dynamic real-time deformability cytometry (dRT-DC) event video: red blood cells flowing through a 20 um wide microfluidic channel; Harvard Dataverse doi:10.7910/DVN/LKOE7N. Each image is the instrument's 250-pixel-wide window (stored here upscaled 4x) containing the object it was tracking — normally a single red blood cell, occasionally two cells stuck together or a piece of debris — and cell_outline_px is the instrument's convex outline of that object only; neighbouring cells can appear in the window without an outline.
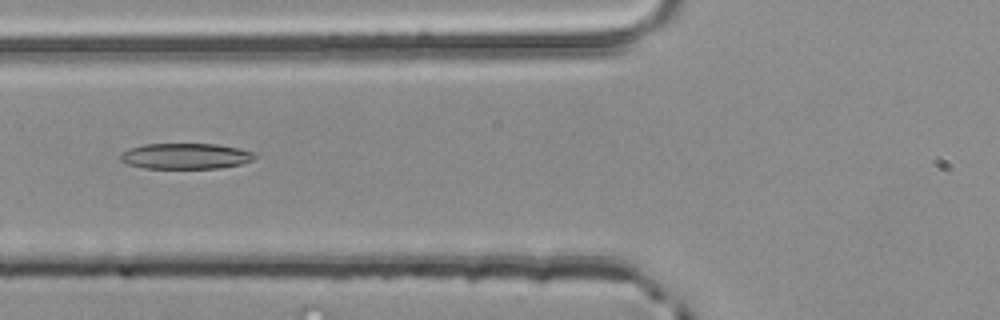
{"species": "common noctule bat (a hibernating species)", "species_latin": "Nyctalus noctula", "temperature_condition": "room temperature", "stored_images_in_passage": 2, "camera_frame_rate_fps": 3000, "um_per_image_px": 0.085, "animal": {"sex": "male", "body_mass_g": 20.4}, "frame": {"image": 1, "passage_image": 2, "time_ms": 0.333, "image_size_px": [1000, 320], "cell_outline_px": [[256, 156], [252, 160], [240, 164], [220, 168], [144, 168], [128, 164], [120, 160], [120, 152], [128, 148], [144, 144], [216, 144], [240, 148], [252, 152]], "centroid_in_image_um": [15.74, 13.26], "position_along_channel_um": 110.1, "area_um2": 20.17}}